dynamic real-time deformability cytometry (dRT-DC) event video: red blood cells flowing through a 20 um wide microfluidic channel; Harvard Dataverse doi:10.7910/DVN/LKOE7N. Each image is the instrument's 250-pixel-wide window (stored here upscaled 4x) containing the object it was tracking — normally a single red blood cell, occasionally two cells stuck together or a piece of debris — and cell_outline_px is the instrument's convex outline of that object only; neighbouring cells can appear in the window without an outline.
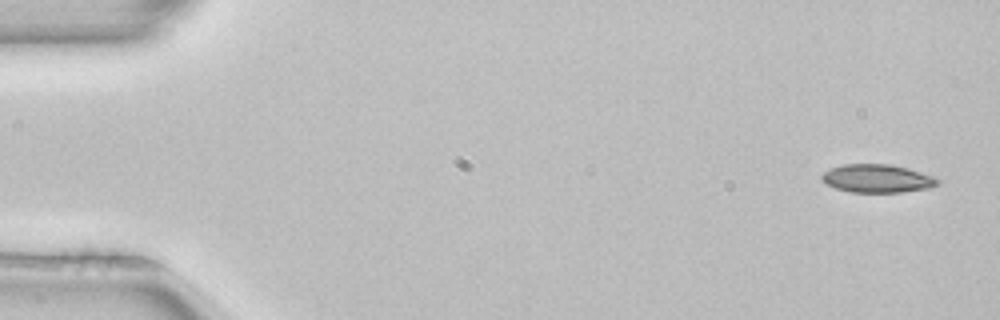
{"species": "common noctule bat (a hibernating species)", "species_latin": "Nyctalus noctula", "temperature_condition": "room temperature", "stored_images_in_passage": 4, "segment_of_instrument_passage": [1, 2], "camera_frame_rate_fps": 3000, "um_per_image_px": 0.085, "animal": {"sex": "female", "body_mass_g": 22.7, "forearm_length_mm": 54.2}, "frame": {"image": 1, "passage_image": 1, "time_ms": 0.0, "image_size_px": [1000, 320], "cell_outline_px": [[940, 184], [928, 188], [900, 192], [852, 192], [836, 188], [820, 180], [820, 176], [824, 172], [832, 168], [844, 164], [888, 164], [908, 168], [932, 176], [940, 180]], "centroid_in_image_um": [74.56, 15.17], "position_along_channel_um": 10.4, "area_um2": 18.9}}
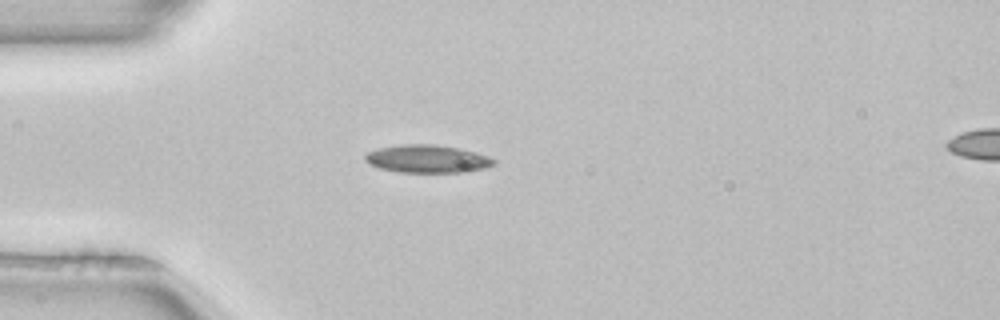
{"frame": {"image": 2, "passage_image": 3, "time_ms": 0.667, "image_size_px": [1000, 320], "cell_outline_px": [[496, 164], [484, 168], [460, 172], [400, 172], [380, 168], [368, 164], [364, 160], [364, 156], [368, 152], [380, 148], [404, 144], [436, 144], [460, 148], [476, 152], [488, 156], [496, 160]], "centroid_in_image_um": [36.33, 13.5], "position_along_channel_um": 48.7, "area_um2": 20.87}}